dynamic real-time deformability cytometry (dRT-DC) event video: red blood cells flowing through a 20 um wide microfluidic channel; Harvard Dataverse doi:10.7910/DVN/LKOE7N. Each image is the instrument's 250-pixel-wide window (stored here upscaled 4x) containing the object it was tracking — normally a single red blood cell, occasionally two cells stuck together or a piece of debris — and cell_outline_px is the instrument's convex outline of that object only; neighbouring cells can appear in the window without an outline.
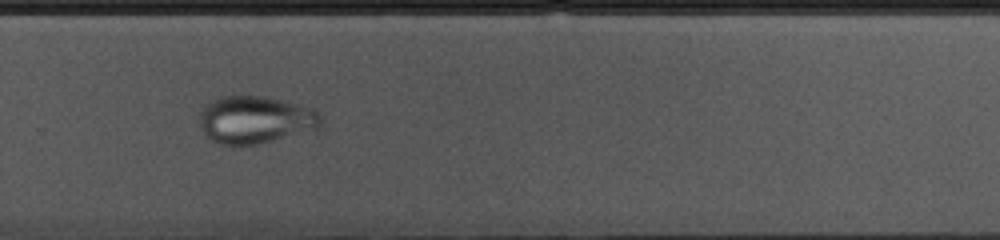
{"species": "common noctule bat (a hibernating species)", "species_latin": "Nyctalus noctula", "temperature_condition": "cold", "stored_images_in_passage": 49, "camera_frame_rate_fps": 3000, "um_per_image_px": 0.085, "animal": {"sex": "female", "body_mass_g": 10.0, "forearm_length_mm": 53.1}, "frame": {"image": 1, "passage_image": 35, "time_ms": 11.333, "image_size_px": [1000, 240], "cell_outline_px": [[324, 116], [320, 124], [316, 128], [256, 144], [220, 144], [212, 140], [204, 132], [200, 124], [200, 112], [208, 104], [220, 96], [264, 96], [296, 104], [316, 112]], "centroid_in_image_um": [21.66, 10.16], "position_along_channel_um": 308.1, "area_um2": 32.54}}